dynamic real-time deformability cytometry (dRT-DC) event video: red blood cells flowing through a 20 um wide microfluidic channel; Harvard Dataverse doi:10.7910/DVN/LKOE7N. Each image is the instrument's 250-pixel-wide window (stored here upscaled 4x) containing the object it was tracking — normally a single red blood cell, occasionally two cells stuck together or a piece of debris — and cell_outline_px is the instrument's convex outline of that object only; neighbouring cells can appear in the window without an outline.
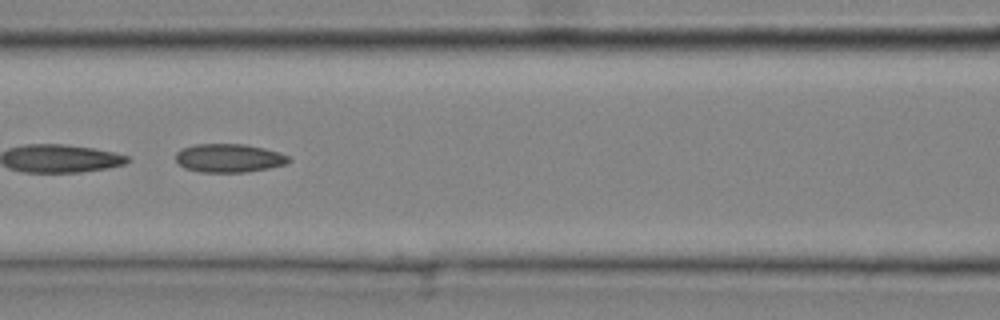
{"species": "common noctule bat (a hibernating species)", "species_latin": "Nyctalus noctula", "temperature_condition": "cold", "stored_images_in_passage": 40, "camera_frame_rate_fps": 3000, "um_per_image_px": 0.085, "animal": {"sex": "male", "body_mass_g": 20.4}, "frame": {"image": 1, "passage_image": 18, "time_ms": 5.667, "image_size_px": [1000, 320], "cell_outline_px": [[292, 160], [288, 164], [268, 168], [244, 172], [200, 172], [184, 168], [176, 160], [176, 152], [180, 148], [196, 144], [244, 144], [264, 148], [280, 152], [288, 156]], "centroid_in_image_um": [19.47, 13.43], "position_along_channel_um": 147.1, "area_um2": 18.9}}